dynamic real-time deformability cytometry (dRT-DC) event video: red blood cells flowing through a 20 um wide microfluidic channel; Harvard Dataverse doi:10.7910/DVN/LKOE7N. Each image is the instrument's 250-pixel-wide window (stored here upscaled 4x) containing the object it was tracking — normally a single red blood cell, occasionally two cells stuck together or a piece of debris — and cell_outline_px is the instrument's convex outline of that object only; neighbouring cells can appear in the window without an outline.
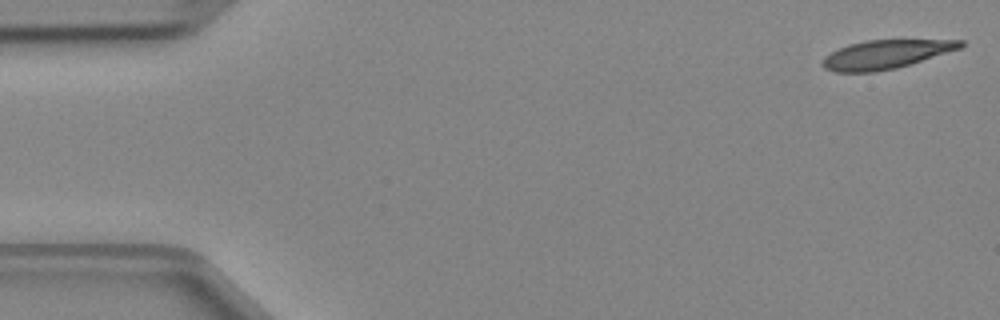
{"species": "Egyptian fruit bat (a non-hibernating species)", "species_latin": "Rousettus aegyptiacus", "temperature_condition": "cold", "stored_images_in_passage": 47, "camera_frame_rate_fps": 3000, "um_per_image_px": 0.085, "animal": {"sex": "female"}, "frame": {"image": 1, "passage_image": 1, "time_ms": 0.0, "image_size_px": [1000, 320], "cell_outline_px": [[964, 44], [960, 48], [896, 68], [876, 72], [836, 72], [824, 68], [820, 64], [824, 56], [848, 44], [868, 40], [964, 40]], "centroid_in_image_um": [75.23, 4.63], "position_along_channel_um": 9.8, "area_um2": 22.83}}
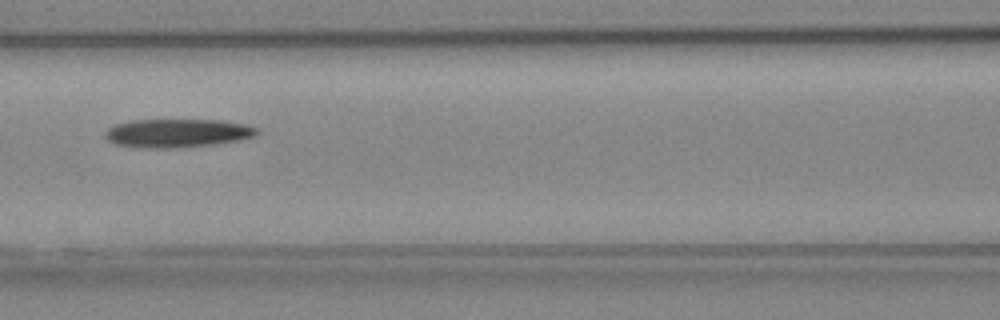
{"frame": {"image": 2, "passage_image": 20, "time_ms": 6.333, "image_size_px": [1000, 320], "cell_outline_px": [[260, 132], [256, 136], [240, 140], [216, 144], [176, 148], [148, 148], [112, 144], [104, 136], [104, 132], [108, 128], [116, 124], [132, 120], [220, 120], [244, 124], [260, 128]], "centroid_in_image_um": [15.1, 11.32], "position_along_channel_um": 151.5, "area_um2": 25.49}}
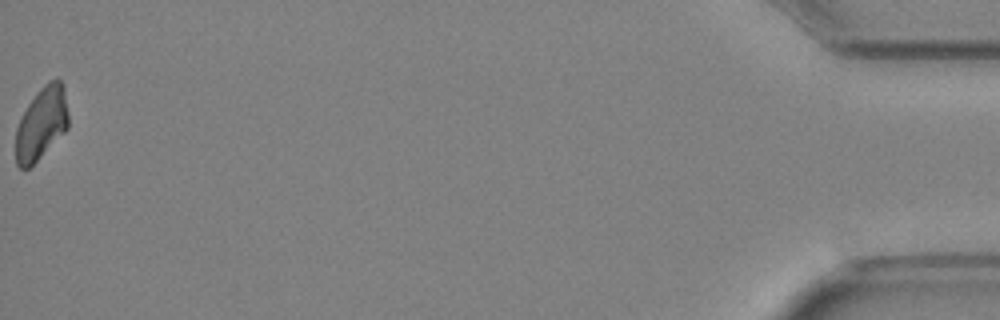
{"frame": {"image": 3, "passage_image": 47, "time_ms": 15.333, "image_size_px": [1000, 320], "cell_outline_px": [[68, 128], [28, 168], [20, 168], [16, 164], [16, 128], [28, 104], [40, 88], [48, 80], [60, 80], [64, 84], [68, 112]], "centroid_in_image_um": [3.54, 10.45], "position_along_channel_um": 431.7, "area_um2": 21.91}}